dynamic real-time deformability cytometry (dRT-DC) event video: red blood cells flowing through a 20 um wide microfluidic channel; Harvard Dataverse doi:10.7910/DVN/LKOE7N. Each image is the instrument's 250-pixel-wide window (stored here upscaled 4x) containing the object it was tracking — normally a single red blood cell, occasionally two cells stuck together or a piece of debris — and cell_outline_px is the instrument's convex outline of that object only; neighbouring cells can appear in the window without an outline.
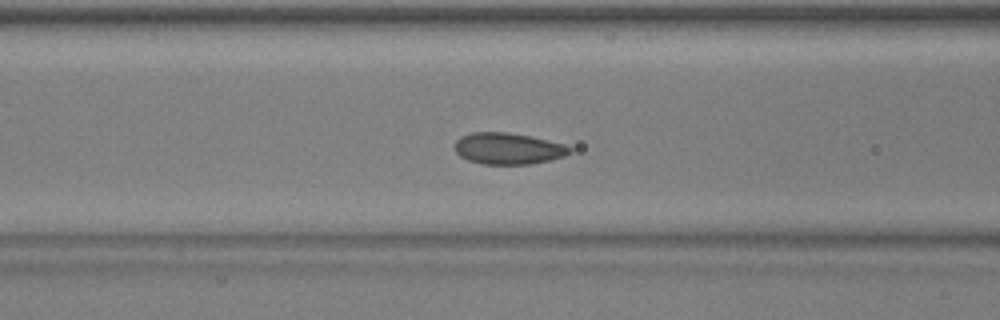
{"species": "common noctule bat (a hibernating species)", "species_latin": "Nyctalus noctula", "temperature_condition": "warm", "stored_images_in_passage": 52, "camera_frame_rate_fps": 3000, "um_per_image_px": 0.085, "animal": {"sex": "male", "body_mass_g": 17.9, "forearm_length_mm": 54.2}, "frame": {"image": 1, "passage_image": 21, "time_ms": 6.667, "image_size_px": [1000, 320], "cell_outline_px": [[572, 152], [564, 156], [532, 164], [484, 164], [468, 160], [460, 156], [456, 152], [456, 140], [460, 136], [472, 132], [508, 132], [532, 136], [564, 144], [572, 148]], "centroid_in_image_um": [43.2, 12.62], "position_along_channel_um": 123.4, "area_um2": 21.1}}
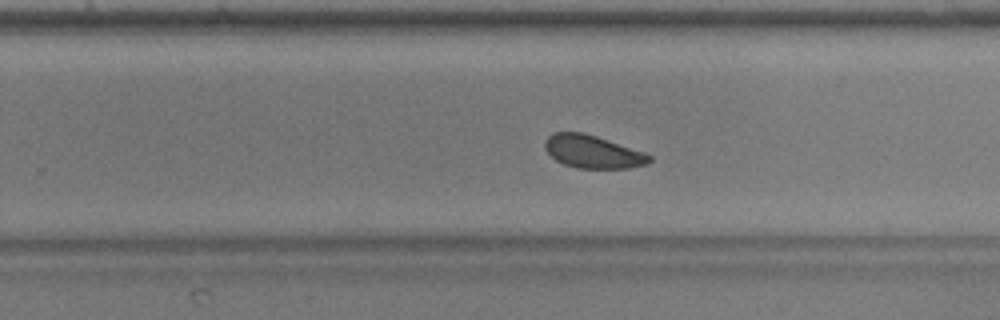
{"frame": {"image": 2, "passage_image": 33, "time_ms": 10.667, "image_size_px": [1000, 320], "cell_outline_px": [[652, 160], [648, 164], [628, 168], [576, 168], [564, 164], [556, 160], [544, 148], [544, 140], [552, 132], [584, 132], [644, 152], [652, 156]], "centroid_in_image_um": [50.37, 12.89], "position_along_channel_um": 279.4, "area_um2": 20.06}}
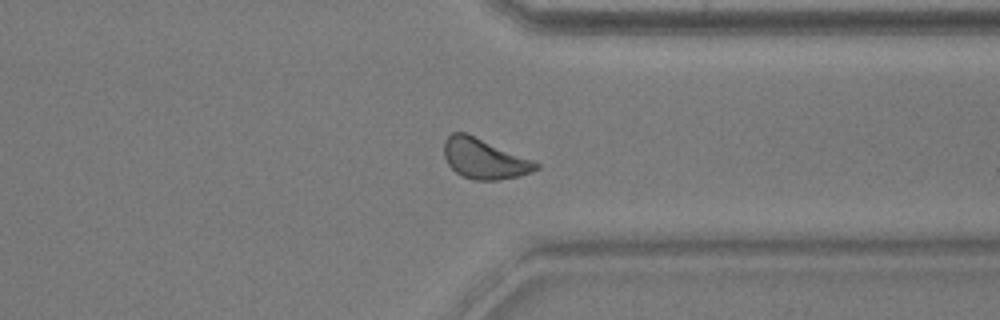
{"frame": {"image": 3, "passage_image": 40, "time_ms": 13.0, "image_size_px": [1000, 320], "cell_outline_px": [[540, 168], [532, 172], [520, 176], [496, 180], [472, 180], [456, 172], [448, 164], [444, 156], [444, 140], [452, 132], [464, 132], [532, 160], [540, 164]], "centroid_in_image_um": [41.15, 13.51], "position_along_channel_um": 370.2, "area_um2": 21.27}, "authors_computed_cell_mechanics": {"area_um2": 21.3282, "velocity_mm_per_s": 3.9062, "shape_relaxation_time_tau1_ms": 1.9558, "shape_relaxation_time_tau2_ms": null, "deformation_change_tau1": 0.043, "deformation_change_tau2": null}}